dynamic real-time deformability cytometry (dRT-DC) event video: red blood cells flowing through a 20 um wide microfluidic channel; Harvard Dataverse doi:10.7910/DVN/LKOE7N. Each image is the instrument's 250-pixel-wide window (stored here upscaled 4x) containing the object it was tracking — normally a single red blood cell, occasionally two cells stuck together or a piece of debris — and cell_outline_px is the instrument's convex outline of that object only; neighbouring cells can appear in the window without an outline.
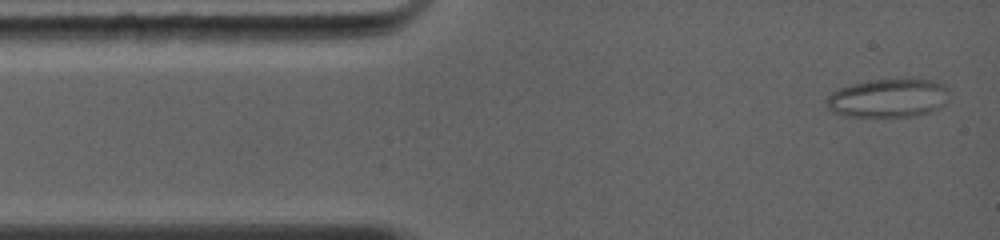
{"species": "common noctule bat (a hibernating species)", "species_latin": "Nyctalus noctula", "temperature_condition": "warm", "stored_images_in_passage": 59, "camera_frame_rate_fps": 5000, "um_per_image_px": 0.085, "animal": {"sex": "female", "body_mass_g": 19.0, "forearm_length_mm": 56.7}, "frame": {"image": 1, "passage_image": 2, "time_ms": 0.2, "image_size_px": [1000, 240], "cell_outline_px": [[948, 92], [940, 104], [936, 108], [928, 112], [912, 116], [844, 116], [828, 108], [824, 100], [832, 92], [840, 88], [852, 84], [872, 80], [932, 80], [944, 84]], "centroid_in_image_um": [75.42, 8.34], "position_along_channel_um": 9.6, "area_um2": 26.82}}
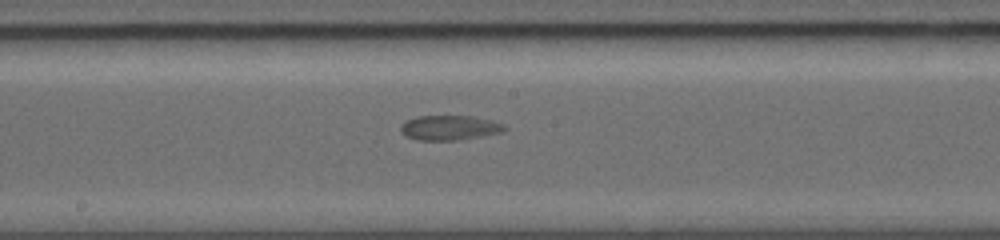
{"frame": {"image": 2, "passage_image": 27, "time_ms": 6.4, "image_size_px": [1000, 240], "cell_outline_px": [[508, 128], [500, 132], [456, 140], [420, 140], [408, 136], [400, 128], [400, 124], [404, 120], [416, 116], [476, 116], [492, 120], [504, 124]], "centroid_in_image_um": [38.21, 10.83], "position_along_channel_um": 210.0, "area_um2": 14.85}}
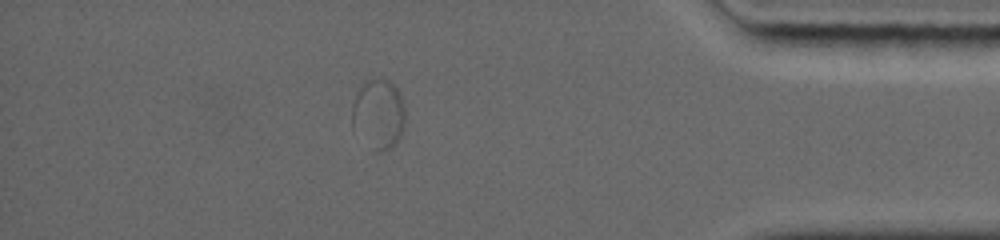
{"frame": {"image": 3, "passage_image": 50, "time_ms": 11.8, "image_size_px": [1000, 240], "cell_outline_px": [[404, 128], [396, 144], [392, 148], [384, 152], [376, 152], [352, 128], [352, 104], [364, 80], [388, 80], [396, 88], [400, 96], [404, 108]], "centroid_in_image_um": [32.17, 9.74], "position_along_channel_um": 403.0, "area_um2": 21.5}}